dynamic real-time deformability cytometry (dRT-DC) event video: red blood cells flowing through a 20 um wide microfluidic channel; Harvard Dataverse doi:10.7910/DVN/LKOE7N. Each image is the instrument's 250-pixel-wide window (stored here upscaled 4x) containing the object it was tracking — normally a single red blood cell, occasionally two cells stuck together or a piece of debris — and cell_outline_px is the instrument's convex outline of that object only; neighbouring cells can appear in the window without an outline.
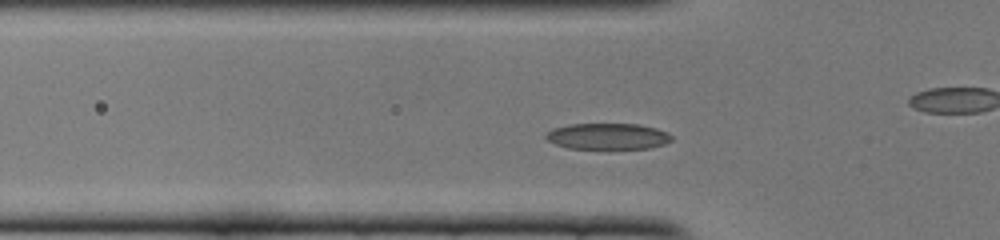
{"species": "common noctule bat (a hibernating species)", "species_latin": "Nyctalus noctula", "temperature_condition": "cold", "stored_images_in_passage": 44, "camera_frame_rate_fps": 3000, "um_per_image_px": 0.085, "animal": {"sex": "female", "body_mass_g": 22.0, "forearm_length_mm": 56.7}, "frame": {"image": 1, "passage_image": 8, "time_ms": 2.333, "image_size_px": [1000, 240], "cell_outline_px": [[672, 140], [664, 144], [648, 148], [568, 148], [556, 144], [548, 140], [544, 136], [552, 128], [568, 124], [636, 124], [656, 128], [668, 132], [672, 136]], "centroid_in_image_um": [51.66, 11.57], "position_along_channel_um": 74.1, "area_um2": 19.02}}
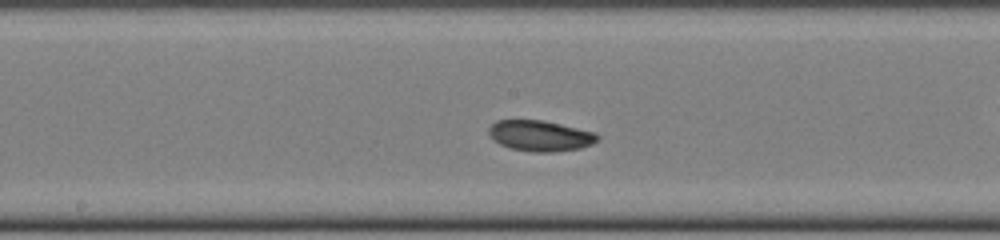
{"frame": {"image": 2, "passage_image": 18, "time_ms": 5.667, "image_size_px": [1000, 240], "cell_outline_px": [[600, 136], [592, 144], [580, 148], [552, 152], [532, 152], [508, 148], [500, 144], [488, 132], [488, 128], [496, 120], [540, 120], [560, 124], [596, 132]], "centroid_in_image_um": [45.92, 11.54], "position_along_channel_um": 202.3, "area_um2": 19.36}}
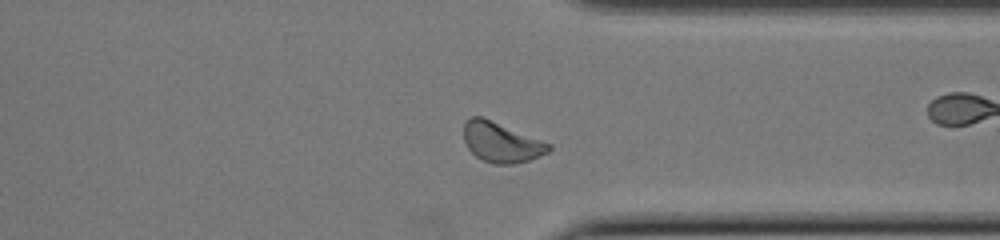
{"frame": {"image": 3, "passage_image": 31, "time_ms": 10.0, "image_size_px": [1000, 240], "cell_outline_px": [[552, 148], [548, 152], [540, 156], [528, 160], [512, 164], [492, 164], [476, 156], [468, 148], [464, 140], [464, 124], [472, 116], [484, 116], [552, 144]], "centroid_in_image_um": [42.62, 12.08], "position_along_channel_um": 368.8, "area_um2": 19.94}, "authors_computed_cell_mechanics": {"area_um2": 19.363, "velocity_mm_per_s": 3.8549, "shape_relaxation_time_tau1_ms": 2.3358, "shape_relaxation_time_tau2_ms": 2.7587, "deformation_change_tau1": 0.1145, "deformation_change_tau2": 0.0802}}